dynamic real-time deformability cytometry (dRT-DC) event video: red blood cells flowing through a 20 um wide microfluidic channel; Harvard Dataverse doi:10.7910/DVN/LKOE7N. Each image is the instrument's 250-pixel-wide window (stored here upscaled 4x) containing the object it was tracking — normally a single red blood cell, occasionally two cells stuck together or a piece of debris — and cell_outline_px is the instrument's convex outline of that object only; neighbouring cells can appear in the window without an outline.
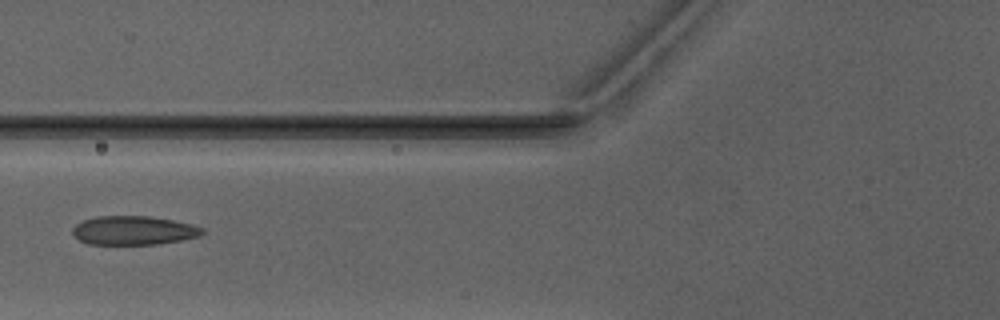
{"species": "Egyptian fruit bat (a non-hibernating species)", "species_latin": "Rousettus aegyptiacus", "temperature_condition": "warm", "stored_images_in_passage": 6, "camera_frame_rate_fps": 3000, "um_per_image_px": 0.085, "animal": {"sex": "male"}, "frame": {"image": 1, "passage_image": 5, "time_ms": 5.667, "image_size_px": [1000, 320], "cell_outline_px": [[208, 232], [200, 236], [180, 240], [156, 244], [88, 244], [80, 240], [72, 232], [72, 228], [76, 224], [84, 220], [96, 216], [148, 216], [172, 220], [192, 224], [204, 228]], "centroid_in_image_um": [11.39, 19.58], "position_along_channel_um": 114.4, "area_um2": 21.85}}
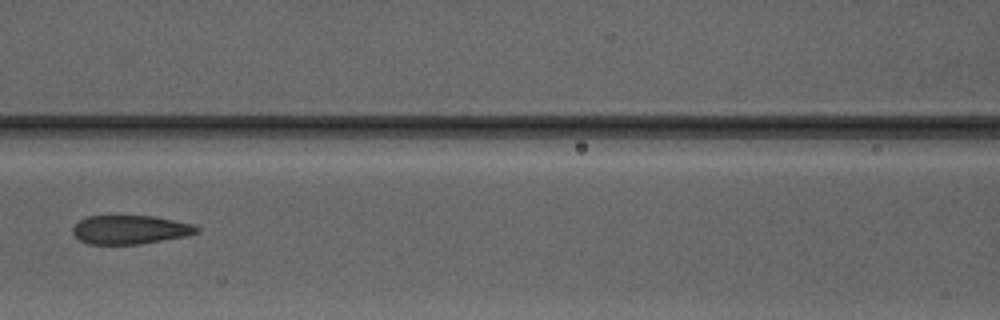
{"frame": {"image": 2, "passage_image": 6, "time_ms": 6.667, "image_size_px": [1000, 320], "cell_outline_px": [[200, 232], [184, 236], [140, 244], [88, 244], [80, 240], [72, 232], [72, 228], [80, 220], [88, 216], [152, 216], [192, 224], [200, 228]], "centroid_in_image_um": [11.05, 19.52], "position_along_channel_um": 155.5, "area_um2": 20.58}}